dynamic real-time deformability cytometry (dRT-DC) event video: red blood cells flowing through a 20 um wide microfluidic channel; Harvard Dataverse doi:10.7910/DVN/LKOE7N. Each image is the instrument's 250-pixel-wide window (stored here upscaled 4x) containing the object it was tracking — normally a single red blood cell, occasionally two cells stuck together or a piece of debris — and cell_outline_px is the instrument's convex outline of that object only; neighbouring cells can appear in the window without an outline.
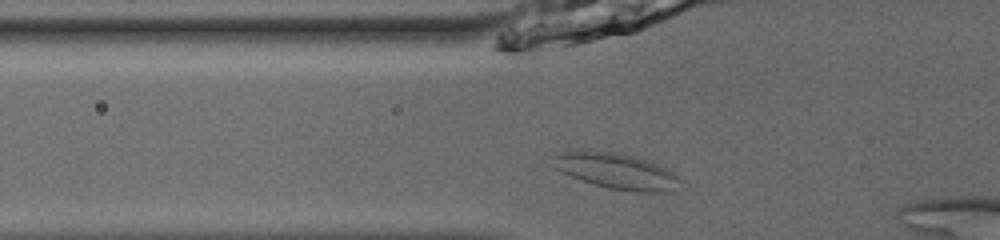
{"species": "common noctule bat (a hibernating species)", "species_latin": "Nyctalus noctula", "temperature_condition": "room temperature", "stored_images_in_passage": 31, "camera_frame_rate_fps": 3000, "um_per_image_px": 0.085, "animal": {"sex": "male", "body_mass_g": 13.0, "forearm_length_mm": 53.1}, "frame": {"image": 1, "passage_image": 3, "time_ms": 0.667, "image_size_px": [1000, 240], "cell_outline_px": [[676, 176], [672, 192], [636, 192], [608, 188], [572, 176], [556, 168], [552, 156], [556, 152], [580, 148], [588, 148], [620, 152], [656, 164], [672, 172]], "centroid_in_image_um": [52.26, 14.48], "position_along_channel_um": 73.5, "area_um2": 26.36}}
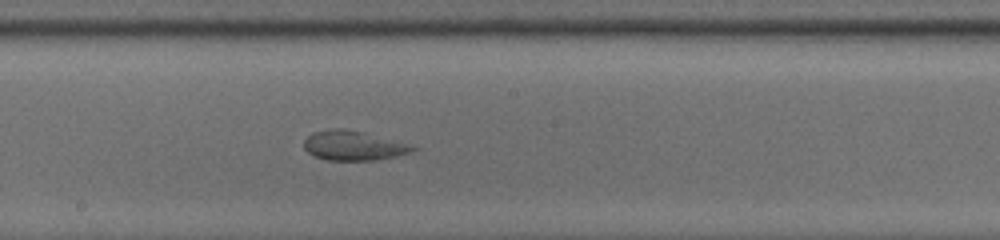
{"frame": {"image": 2, "passage_image": 14, "time_ms": 4.333, "image_size_px": [1000, 240], "cell_outline_px": [[420, 148], [396, 156], [376, 160], [328, 160], [312, 156], [304, 148], [304, 140], [312, 132], [332, 128], [344, 128], [364, 132], [412, 144]], "centroid_in_image_um": [30.04, 12.37], "position_along_channel_um": 218.2, "area_um2": 18.9}}
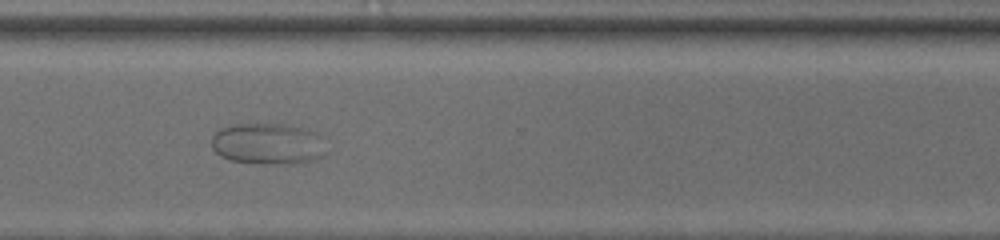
{"frame": {"image": 3, "passage_image": 24, "time_ms": 7.667, "image_size_px": [1000, 240], "cell_outline_px": [[328, 152], [324, 156], [312, 160], [296, 164], [256, 164], [228, 160], [220, 156], [212, 148], [212, 136], [220, 128], [232, 124], [292, 124], [316, 132], [324, 136]], "centroid_in_image_um": [22.84, 12.23], "position_along_channel_um": 347.8, "area_um2": 28.55}}